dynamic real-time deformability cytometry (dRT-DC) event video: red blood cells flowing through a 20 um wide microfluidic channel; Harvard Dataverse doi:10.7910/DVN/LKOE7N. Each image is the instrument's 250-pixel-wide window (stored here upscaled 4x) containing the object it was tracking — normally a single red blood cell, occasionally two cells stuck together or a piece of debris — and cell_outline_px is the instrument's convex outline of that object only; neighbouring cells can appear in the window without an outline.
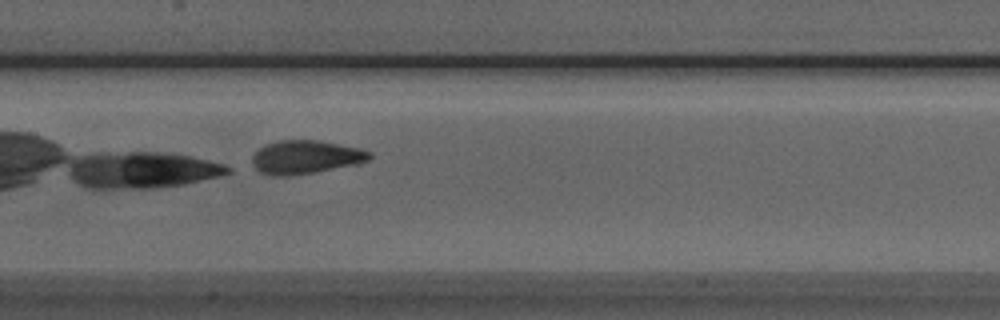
{"species": "Egyptian fruit bat (a non-hibernating species)", "species_latin": "Rousettus aegyptiacus", "temperature_condition": "room temperature", "stored_images_in_passage": 9, "segment_of_instrument_passage": [1, 2], "camera_frame_rate_fps": 3000, "um_per_image_px": 0.085, "animal": {"sex": "male"}, "frame": {"image": 1, "passage_image": 8, "time_ms": 9.0, "image_size_px": [1000, 320], "cell_outline_px": [[372, 156], [368, 160], [360, 164], [288, 176], [272, 176], [260, 172], [256, 168], [252, 160], [252, 156], [264, 144], [280, 140], [320, 140], [360, 148], [372, 152]], "centroid_in_image_um": [26.01, 13.34], "position_along_channel_um": 181.4, "area_um2": 22.95}}